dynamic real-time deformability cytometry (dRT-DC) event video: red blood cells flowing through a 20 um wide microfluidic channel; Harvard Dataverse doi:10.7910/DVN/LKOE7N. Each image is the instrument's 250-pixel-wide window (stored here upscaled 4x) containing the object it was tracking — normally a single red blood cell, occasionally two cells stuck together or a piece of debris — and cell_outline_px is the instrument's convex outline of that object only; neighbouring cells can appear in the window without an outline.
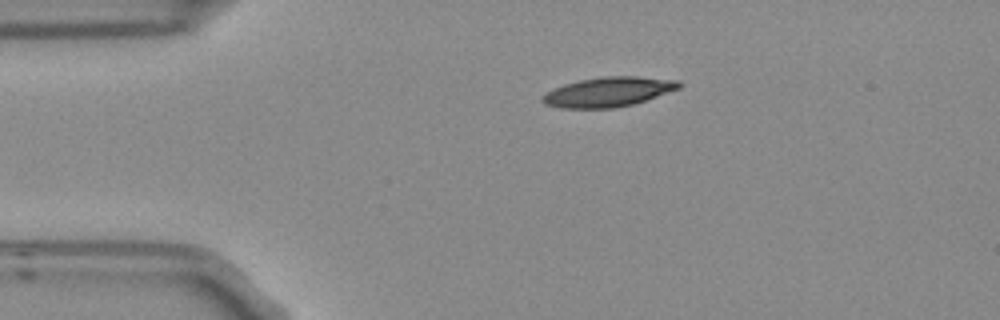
{"species": "Egyptian fruit bat (a non-hibernating species)", "species_latin": "Rousettus aegyptiacus", "temperature_condition": "room temperature", "stored_images_in_passage": 2, "camera_frame_rate_fps": 3000, "um_per_image_px": 0.085, "frame": {"image": 1, "passage_image": 1, "time_ms": 0.0, "image_size_px": [1000, 320], "cell_outline_px": [[680, 88], [632, 104], [612, 108], [564, 108], [544, 104], [540, 100], [540, 96], [564, 84], [580, 80], [604, 76], [636, 76], [680, 80]], "centroid_in_image_um": [51.69, 7.8], "position_along_channel_um": 33.3, "area_um2": 23.35}}
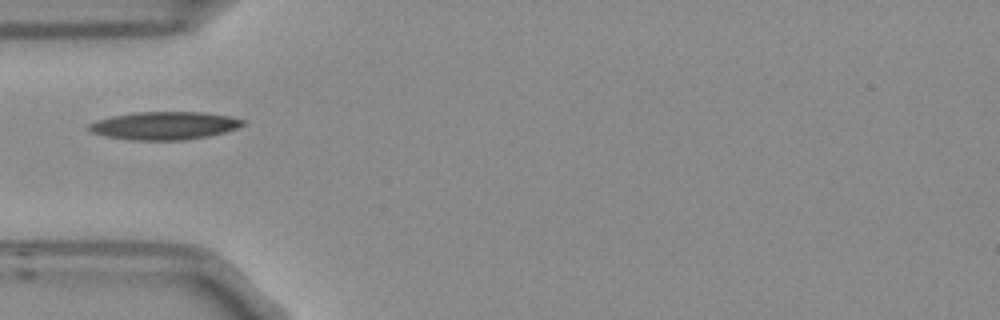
{"frame": {"image": 2, "passage_image": 2, "time_ms": 0.333, "image_size_px": [1000, 320], "cell_outline_px": [[244, 124], [236, 128], [224, 132], [208, 136], [184, 140], [132, 140], [108, 136], [92, 132], [88, 128], [88, 124], [96, 120], [112, 116], [136, 112], [204, 112], [228, 116], [244, 120]], "centroid_in_image_um": [13.96, 10.67], "position_along_channel_um": 71.0, "area_um2": 24.85}}